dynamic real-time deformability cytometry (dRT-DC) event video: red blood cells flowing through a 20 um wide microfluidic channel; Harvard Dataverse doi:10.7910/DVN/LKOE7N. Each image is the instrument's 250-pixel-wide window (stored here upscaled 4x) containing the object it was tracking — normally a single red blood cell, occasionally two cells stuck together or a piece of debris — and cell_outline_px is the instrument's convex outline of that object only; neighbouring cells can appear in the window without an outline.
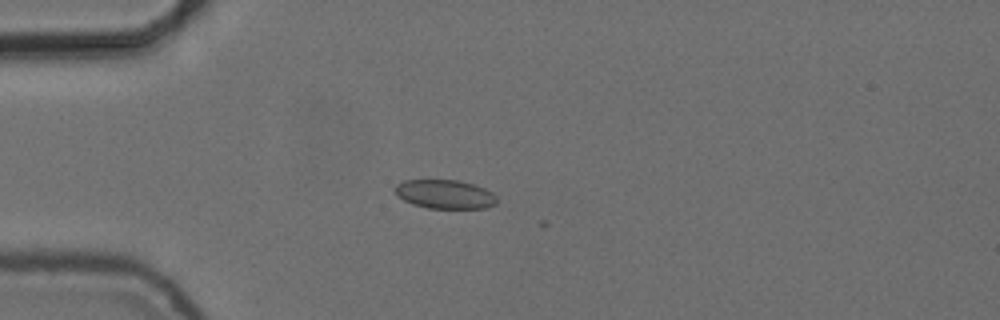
{"species": "common noctule bat (a hibernating species)", "species_latin": "Nyctalus noctula", "temperature_condition": "cold", "stored_images_in_passage": 3, "camera_frame_rate_fps": 3000, "um_per_image_px": 0.085, "animal": {"sex": "female", "body_mass_g": 24.6, "forearm_length_mm": 56.2}, "frame": {"image": 1, "passage_image": 2, "time_ms": 0.333, "image_size_px": [1000, 320], "cell_outline_px": [[496, 204], [488, 208], [428, 208], [412, 204], [404, 200], [396, 192], [396, 184], [404, 180], [460, 180], [476, 184], [492, 192], [496, 196]], "centroid_in_image_um": [37.86, 16.5], "position_along_channel_um": 47.1, "area_um2": 17.17}}